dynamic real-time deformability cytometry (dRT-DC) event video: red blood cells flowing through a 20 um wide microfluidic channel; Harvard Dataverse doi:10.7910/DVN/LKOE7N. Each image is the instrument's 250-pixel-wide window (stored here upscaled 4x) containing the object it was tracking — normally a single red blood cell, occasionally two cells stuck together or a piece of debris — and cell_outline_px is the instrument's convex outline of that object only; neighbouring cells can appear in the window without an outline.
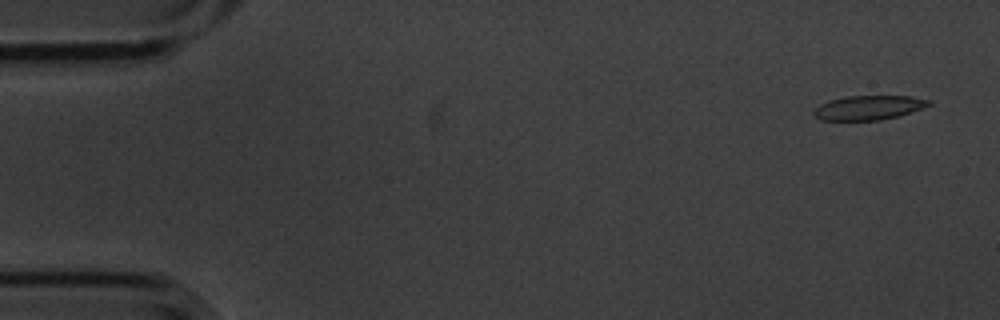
{"species": "common noctule bat (a hibernating species)", "species_latin": "Nyctalus noctula", "temperature_condition": "cold", "stored_images_in_passage": 4, "camera_frame_rate_fps": 3000, "um_per_image_px": 0.085, "animal": {"sex": "male", "body_mass_g": 20.1, "forearm_length_mm": 53.5}, "frame": {"image": 1, "passage_image": 1, "time_ms": 0.0, "image_size_px": [1000, 320], "cell_outline_px": [[932, 104], [896, 116], [880, 120], [820, 120], [812, 116], [812, 112], [820, 104], [828, 100], [844, 96], [912, 96], [932, 100]], "centroid_in_image_um": [73.77, 9.14], "position_along_channel_um": 11.2, "area_um2": 16.3}}
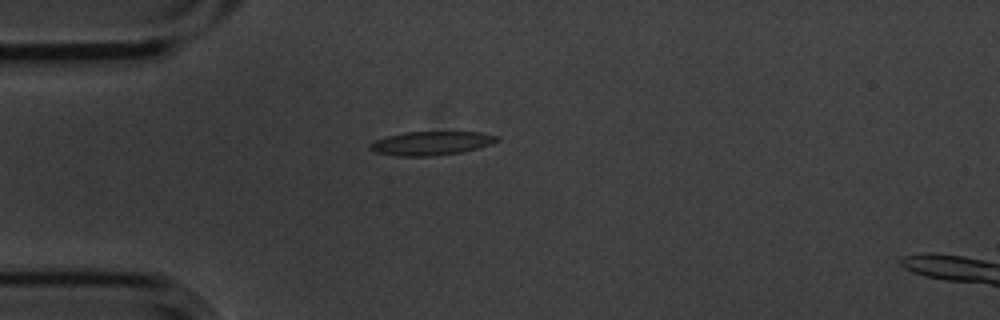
{"frame": {"image": 2, "passage_image": 4, "time_ms": 1.0, "image_size_px": [1000, 320], "cell_outline_px": [[500, 140], [476, 148], [460, 152], [432, 156], [396, 156], [376, 152], [368, 148], [368, 144], [376, 140], [388, 136], [404, 132], [480, 132], [500, 136]], "centroid_in_image_um": [36.63, 12.17], "position_along_channel_um": 48.4, "area_um2": 17.46}}